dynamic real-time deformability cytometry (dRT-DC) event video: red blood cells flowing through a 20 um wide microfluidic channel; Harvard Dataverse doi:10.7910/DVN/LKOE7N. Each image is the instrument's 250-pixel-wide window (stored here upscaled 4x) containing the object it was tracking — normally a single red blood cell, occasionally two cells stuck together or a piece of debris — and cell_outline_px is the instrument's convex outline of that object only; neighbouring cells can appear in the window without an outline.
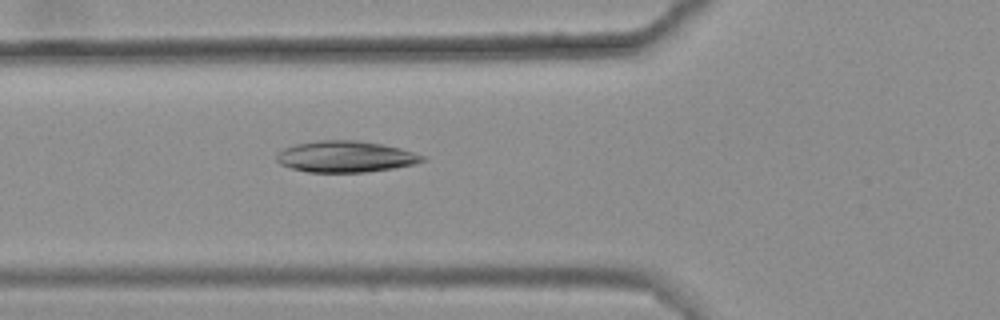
{"species": "common noctule bat (a hibernating species)", "species_latin": "Nyctalus noctula", "temperature_condition": "warm", "stored_images_in_passage": 28, "camera_frame_rate_fps": 3000, "um_per_image_px": 0.085, "animal": {"sex": "female", "body_mass_g": 25.1}, "frame": {"image": 1, "passage_image": 3, "time_ms": 0.667, "image_size_px": [1000, 320], "cell_outline_px": [[428, 160], [416, 164], [392, 168], [364, 172], [308, 172], [292, 168], [280, 164], [276, 160], [276, 156], [284, 148], [296, 144], [316, 140], [356, 140], [380, 144], [400, 148], [424, 156]], "centroid_in_image_um": [29.37, 13.31], "position_along_channel_um": 96.4, "area_um2": 26.47}}
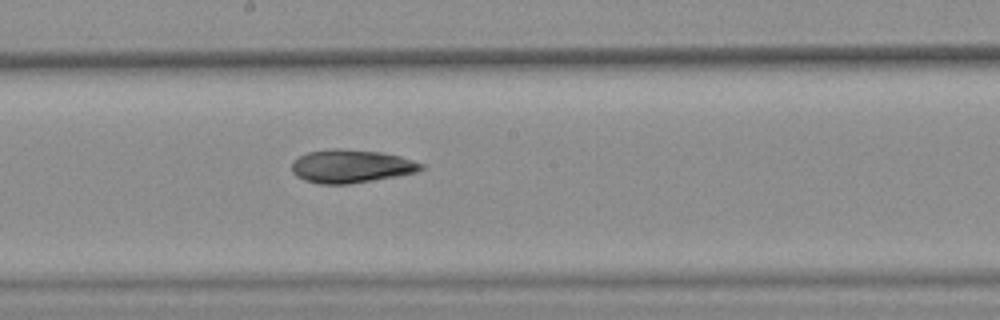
{"frame": {"image": 2, "passage_image": 13, "time_ms": 4.0, "image_size_px": [1000, 320], "cell_outline_px": [[424, 168], [416, 172], [396, 176], [348, 184], [320, 184], [304, 180], [296, 176], [292, 172], [292, 164], [300, 156], [308, 152], [328, 148], [340, 148], [380, 152], [400, 156], [424, 164]], "centroid_in_image_um": [29.83, 14.12], "position_along_channel_um": 218.4, "area_um2": 24.97}}
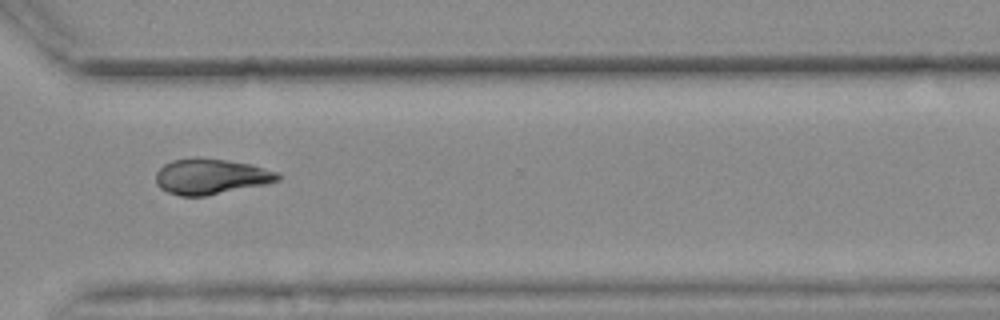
{"frame": {"image": 3, "passage_image": 24, "time_ms": 7.667, "image_size_px": [1000, 320], "cell_outline_px": [[284, 176], [280, 180], [268, 184], [204, 196], [180, 196], [168, 192], [160, 188], [156, 184], [156, 172], [164, 164], [172, 160], [200, 156], [252, 164], [276, 172]], "centroid_in_image_um": [17.94, 14.99], "position_along_channel_um": 352.7, "area_um2": 25.61}}